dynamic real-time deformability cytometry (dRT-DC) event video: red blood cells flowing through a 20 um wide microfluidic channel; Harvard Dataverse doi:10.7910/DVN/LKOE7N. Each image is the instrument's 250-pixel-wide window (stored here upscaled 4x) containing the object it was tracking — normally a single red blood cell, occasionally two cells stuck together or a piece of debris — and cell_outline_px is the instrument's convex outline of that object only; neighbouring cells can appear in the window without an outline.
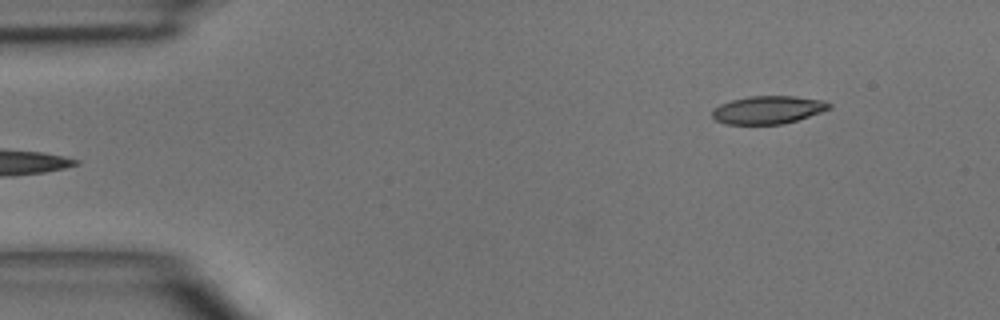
{"species": "common noctule bat (a hibernating species)", "species_latin": "Nyctalus noctula", "temperature_condition": "room temperature", "stored_images_in_passage": 5, "segment_of_instrument_passage": [2, 2], "camera_frame_rate_fps": 3000, "um_per_image_px": 0.085, "animal": {"sex": "male", "body_mass_g": 15.6}, "frame": {"image": 1, "passage_image": 5, "time_ms": 4.667, "image_size_px": [1000, 320], "cell_outline_px": [[832, 108], [784, 124], [724, 124], [716, 120], [712, 116], [712, 108], [720, 104], [732, 100], [752, 96], [792, 96], [824, 100], [832, 104]], "centroid_in_image_um": [65.27, 9.34], "position_along_channel_um": 19.7, "area_um2": 19.02}}